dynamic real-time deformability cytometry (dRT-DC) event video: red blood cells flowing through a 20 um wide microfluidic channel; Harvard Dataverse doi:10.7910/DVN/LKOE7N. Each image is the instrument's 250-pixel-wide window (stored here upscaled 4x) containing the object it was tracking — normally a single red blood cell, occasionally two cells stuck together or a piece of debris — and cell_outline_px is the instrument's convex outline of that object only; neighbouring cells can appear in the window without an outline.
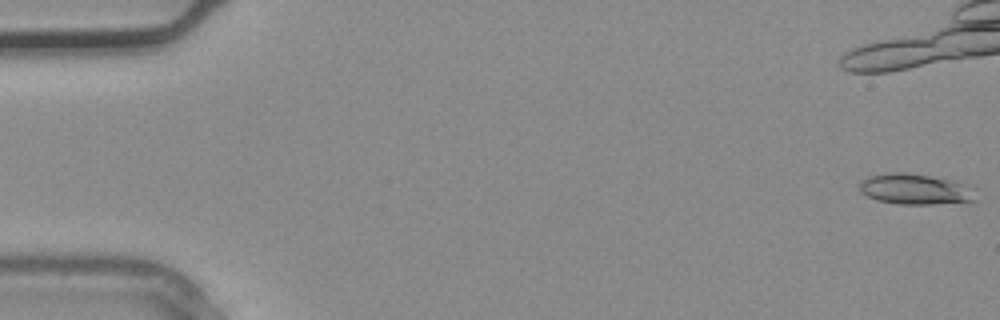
{"species": "common noctule bat (a hibernating species)", "species_latin": "Nyctalus noctula", "temperature_condition": "warm", "stored_images_in_passage": 5, "camera_frame_rate_fps": 3000, "um_per_image_px": 0.085, "animal": {"sex": "male", "body_mass_g": 20.4}, "frame": {"image": 1, "passage_image": 1, "time_ms": 0.0, "image_size_px": [1000, 320], "cell_outline_px": [[976, 200], [932, 204], [900, 204], [876, 200], [860, 192], [860, 180], [868, 176], [888, 172], [904, 172], [928, 176], [948, 180], [956, 184]], "centroid_in_image_um": [77.52, 16.07], "position_along_channel_um": 7.5, "area_um2": 19.59}}